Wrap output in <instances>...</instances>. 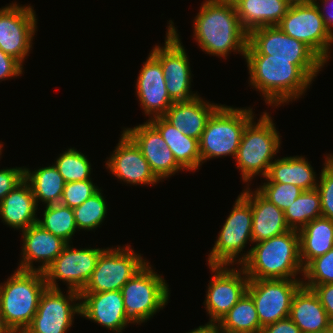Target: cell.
I'll return each mask as SVG.
<instances>
[{
  "label": "cell",
  "mask_w": 333,
  "mask_h": 333,
  "mask_svg": "<svg viewBox=\"0 0 333 333\" xmlns=\"http://www.w3.org/2000/svg\"><path fill=\"white\" fill-rule=\"evenodd\" d=\"M164 46L155 45L150 51L161 63L166 88L174 101H188L196 96L191 88L192 72L187 53L174 22L169 20Z\"/></svg>",
  "instance_id": "obj_9"
},
{
  "label": "cell",
  "mask_w": 333,
  "mask_h": 333,
  "mask_svg": "<svg viewBox=\"0 0 333 333\" xmlns=\"http://www.w3.org/2000/svg\"><path fill=\"white\" fill-rule=\"evenodd\" d=\"M33 9L16 2L0 8V49L22 65L32 50L37 31V15Z\"/></svg>",
  "instance_id": "obj_15"
},
{
  "label": "cell",
  "mask_w": 333,
  "mask_h": 333,
  "mask_svg": "<svg viewBox=\"0 0 333 333\" xmlns=\"http://www.w3.org/2000/svg\"><path fill=\"white\" fill-rule=\"evenodd\" d=\"M43 212V218H38L37 224L66 243H71L72 236L78 231L73 209L58 203L45 206Z\"/></svg>",
  "instance_id": "obj_34"
},
{
  "label": "cell",
  "mask_w": 333,
  "mask_h": 333,
  "mask_svg": "<svg viewBox=\"0 0 333 333\" xmlns=\"http://www.w3.org/2000/svg\"><path fill=\"white\" fill-rule=\"evenodd\" d=\"M242 28L249 34L252 30L277 26L290 5L284 0H232Z\"/></svg>",
  "instance_id": "obj_28"
},
{
  "label": "cell",
  "mask_w": 333,
  "mask_h": 333,
  "mask_svg": "<svg viewBox=\"0 0 333 333\" xmlns=\"http://www.w3.org/2000/svg\"><path fill=\"white\" fill-rule=\"evenodd\" d=\"M24 179L32 188L37 206L40 201L46 206L60 203L66 182L54 164L34 171L25 167Z\"/></svg>",
  "instance_id": "obj_31"
},
{
  "label": "cell",
  "mask_w": 333,
  "mask_h": 333,
  "mask_svg": "<svg viewBox=\"0 0 333 333\" xmlns=\"http://www.w3.org/2000/svg\"><path fill=\"white\" fill-rule=\"evenodd\" d=\"M136 80L135 93L144 114L149 116V119L163 116L174 101L168 94L161 63L151 52Z\"/></svg>",
  "instance_id": "obj_20"
},
{
  "label": "cell",
  "mask_w": 333,
  "mask_h": 333,
  "mask_svg": "<svg viewBox=\"0 0 333 333\" xmlns=\"http://www.w3.org/2000/svg\"><path fill=\"white\" fill-rule=\"evenodd\" d=\"M99 189L92 179L67 182L64 186L60 204L74 209L94 195Z\"/></svg>",
  "instance_id": "obj_40"
},
{
  "label": "cell",
  "mask_w": 333,
  "mask_h": 333,
  "mask_svg": "<svg viewBox=\"0 0 333 333\" xmlns=\"http://www.w3.org/2000/svg\"><path fill=\"white\" fill-rule=\"evenodd\" d=\"M166 280L148 262L121 288L127 317L133 324L145 323L163 309L169 301Z\"/></svg>",
  "instance_id": "obj_7"
},
{
  "label": "cell",
  "mask_w": 333,
  "mask_h": 333,
  "mask_svg": "<svg viewBox=\"0 0 333 333\" xmlns=\"http://www.w3.org/2000/svg\"><path fill=\"white\" fill-rule=\"evenodd\" d=\"M257 190L271 203L281 210L289 207L302 193V189L293 184L278 182H264Z\"/></svg>",
  "instance_id": "obj_38"
},
{
  "label": "cell",
  "mask_w": 333,
  "mask_h": 333,
  "mask_svg": "<svg viewBox=\"0 0 333 333\" xmlns=\"http://www.w3.org/2000/svg\"><path fill=\"white\" fill-rule=\"evenodd\" d=\"M209 268L213 276L207 287L204 305L210 322L218 323L247 292L249 278L242 267L209 265Z\"/></svg>",
  "instance_id": "obj_16"
},
{
  "label": "cell",
  "mask_w": 333,
  "mask_h": 333,
  "mask_svg": "<svg viewBox=\"0 0 333 333\" xmlns=\"http://www.w3.org/2000/svg\"><path fill=\"white\" fill-rule=\"evenodd\" d=\"M199 95L188 101L174 102L163 117L185 135L200 140L206 123L220 106L203 100Z\"/></svg>",
  "instance_id": "obj_24"
},
{
  "label": "cell",
  "mask_w": 333,
  "mask_h": 333,
  "mask_svg": "<svg viewBox=\"0 0 333 333\" xmlns=\"http://www.w3.org/2000/svg\"><path fill=\"white\" fill-rule=\"evenodd\" d=\"M306 159L303 156L275 159L270 165L265 181L293 184L303 191L316 189V172Z\"/></svg>",
  "instance_id": "obj_29"
},
{
  "label": "cell",
  "mask_w": 333,
  "mask_h": 333,
  "mask_svg": "<svg viewBox=\"0 0 333 333\" xmlns=\"http://www.w3.org/2000/svg\"><path fill=\"white\" fill-rule=\"evenodd\" d=\"M2 147H3V144L0 142V156L2 154Z\"/></svg>",
  "instance_id": "obj_50"
},
{
  "label": "cell",
  "mask_w": 333,
  "mask_h": 333,
  "mask_svg": "<svg viewBox=\"0 0 333 333\" xmlns=\"http://www.w3.org/2000/svg\"><path fill=\"white\" fill-rule=\"evenodd\" d=\"M145 261L130 245L106 248L100 254L97 265L81 292L121 290L123 285L148 263Z\"/></svg>",
  "instance_id": "obj_10"
},
{
  "label": "cell",
  "mask_w": 333,
  "mask_h": 333,
  "mask_svg": "<svg viewBox=\"0 0 333 333\" xmlns=\"http://www.w3.org/2000/svg\"><path fill=\"white\" fill-rule=\"evenodd\" d=\"M322 4L321 6L319 5V2H317V0L315 1V4L317 5L320 14L324 20L325 26L327 27V30L330 32L331 36L333 37V7H331V5L333 6V0H319ZM332 1V2H331ZM331 4V5H328ZM327 6L331 7L332 9L328 11Z\"/></svg>",
  "instance_id": "obj_45"
},
{
  "label": "cell",
  "mask_w": 333,
  "mask_h": 333,
  "mask_svg": "<svg viewBox=\"0 0 333 333\" xmlns=\"http://www.w3.org/2000/svg\"><path fill=\"white\" fill-rule=\"evenodd\" d=\"M249 279H299L304 267L300 260L299 233L289 230L257 242L242 255L240 265Z\"/></svg>",
  "instance_id": "obj_3"
},
{
  "label": "cell",
  "mask_w": 333,
  "mask_h": 333,
  "mask_svg": "<svg viewBox=\"0 0 333 333\" xmlns=\"http://www.w3.org/2000/svg\"><path fill=\"white\" fill-rule=\"evenodd\" d=\"M123 132L137 145L160 181L180 170L184 171L160 133L148 121L133 128H124Z\"/></svg>",
  "instance_id": "obj_17"
},
{
  "label": "cell",
  "mask_w": 333,
  "mask_h": 333,
  "mask_svg": "<svg viewBox=\"0 0 333 333\" xmlns=\"http://www.w3.org/2000/svg\"><path fill=\"white\" fill-rule=\"evenodd\" d=\"M277 26L288 36L307 45L327 64L331 58L333 37L315 3L290 6Z\"/></svg>",
  "instance_id": "obj_11"
},
{
  "label": "cell",
  "mask_w": 333,
  "mask_h": 333,
  "mask_svg": "<svg viewBox=\"0 0 333 333\" xmlns=\"http://www.w3.org/2000/svg\"><path fill=\"white\" fill-rule=\"evenodd\" d=\"M23 65L0 49V81L15 78L23 73Z\"/></svg>",
  "instance_id": "obj_42"
},
{
  "label": "cell",
  "mask_w": 333,
  "mask_h": 333,
  "mask_svg": "<svg viewBox=\"0 0 333 333\" xmlns=\"http://www.w3.org/2000/svg\"><path fill=\"white\" fill-rule=\"evenodd\" d=\"M302 277L303 286L310 289L315 285L333 283V248L311 260L304 267Z\"/></svg>",
  "instance_id": "obj_37"
},
{
  "label": "cell",
  "mask_w": 333,
  "mask_h": 333,
  "mask_svg": "<svg viewBox=\"0 0 333 333\" xmlns=\"http://www.w3.org/2000/svg\"><path fill=\"white\" fill-rule=\"evenodd\" d=\"M325 157L316 189L321 197L322 216L333 221V154Z\"/></svg>",
  "instance_id": "obj_39"
},
{
  "label": "cell",
  "mask_w": 333,
  "mask_h": 333,
  "mask_svg": "<svg viewBox=\"0 0 333 333\" xmlns=\"http://www.w3.org/2000/svg\"><path fill=\"white\" fill-rule=\"evenodd\" d=\"M62 292L61 289H45L36 314L23 333H67L74 316L81 315V298L75 290L68 289V295Z\"/></svg>",
  "instance_id": "obj_13"
},
{
  "label": "cell",
  "mask_w": 333,
  "mask_h": 333,
  "mask_svg": "<svg viewBox=\"0 0 333 333\" xmlns=\"http://www.w3.org/2000/svg\"><path fill=\"white\" fill-rule=\"evenodd\" d=\"M320 333H333V325H331L328 329L321 331Z\"/></svg>",
  "instance_id": "obj_49"
},
{
  "label": "cell",
  "mask_w": 333,
  "mask_h": 333,
  "mask_svg": "<svg viewBox=\"0 0 333 333\" xmlns=\"http://www.w3.org/2000/svg\"><path fill=\"white\" fill-rule=\"evenodd\" d=\"M107 159L106 169L126 184L154 186L160 182L151 171L140 149L124 132L113 153Z\"/></svg>",
  "instance_id": "obj_19"
},
{
  "label": "cell",
  "mask_w": 333,
  "mask_h": 333,
  "mask_svg": "<svg viewBox=\"0 0 333 333\" xmlns=\"http://www.w3.org/2000/svg\"><path fill=\"white\" fill-rule=\"evenodd\" d=\"M46 288L44 273L38 270L16 269L0 284V309L13 333H23L30 325Z\"/></svg>",
  "instance_id": "obj_4"
},
{
  "label": "cell",
  "mask_w": 333,
  "mask_h": 333,
  "mask_svg": "<svg viewBox=\"0 0 333 333\" xmlns=\"http://www.w3.org/2000/svg\"><path fill=\"white\" fill-rule=\"evenodd\" d=\"M333 323V283L315 285L311 288Z\"/></svg>",
  "instance_id": "obj_43"
},
{
  "label": "cell",
  "mask_w": 333,
  "mask_h": 333,
  "mask_svg": "<svg viewBox=\"0 0 333 333\" xmlns=\"http://www.w3.org/2000/svg\"><path fill=\"white\" fill-rule=\"evenodd\" d=\"M321 216V197L317 189L302 191L294 202L284 210L286 224L291 230L296 231Z\"/></svg>",
  "instance_id": "obj_33"
},
{
  "label": "cell",
  "mask_w": 333,
  "mask_h": 333,
  "mask_svg": "<svg viewBox=\"0 0 333 333\" xmlns=\"http://www.w3.org/2000/svg\"><path fill=\"white\" fill-rule=\"evenodd\" d=\"M24 171V166L0 169V202L24 180Z\"/></svg>",
  "instance_id": "obj_41"
},
{
  "label": "cell",
  "mask_w": 333,
  "mask_h": 333,
  "mask_svg": "<svg viewBox=\"0 0 333 333\" xmlns=\"http://www.w3.org/2000/svg\"><path fill=\"white\" fill-rule=\"evenodd\" d=\"M298 233L303 267L333 248V221L329 218L318 217L306 224Z\"/></svg>",
  "instance_id": "obj_30"
},
{
  "label": "cell",
  "mask_w": 333,
  "mask_h": 333,
  "mask_svg": "<svg viewBox=\"0 0 333 333\" xmlns=\"http://www.w3.org/2000/svg\"><path fill=\"white\" fill-rule=\"evenodd\" d=\"M37 209L32 188L24 179L0 202V219L22 232L37 223Z\"/></svg>",
  "instance_id": "obj_25"
},
{
  "label": "cell",
  "mask_w": 333,
  "mask_h": 333,
  "mask_svg": "<svg viewBox=\"0 0 333 333\" xmlns=\"http://www.w3.org/2000/svg\"><path fill=\"white\" fill-rule=\"evenodd\" d=\"M257 121L253 118L246 125L234 158L246 184L256 175L266 177L281 144V136L269 113L263 112Z\"/></svg>",
  "instance_id": "obj_5"
},
{
  "label": "cell",
  "mask_w": 333,
  "mask_h": 333,
  "mask_svg": "<svg viewBox=\"0 0 333 333\" xmlns=\"http://www.w3.org/2000/svg\"><path fill=\"white\" fill-rule=\"evenodd\" d=\"M54 166L66 183L91 179V164L87 156L77 149L68 148L67 151L59 154Z\"/></svg>",
  "instance_id": "obj_36"
},
{
  "label": "cell",
  "mask_w": 333,
  "mask_h": 333,
  "mask_svg": "<svg viewBox=\"0 0 333 333\" xmlns=\"http://www.w3.org/2000/svg\"><path fill=\"white\" fill-rule=\"evenodd\" d=\"M252 109L220 104L209 117L199 140L201 165L212 158H235L244 129L255 117Z\"/></svg>",
  "instance_id": "obj_6"
},
{
  "label": "cell",
  "mask_w": 333,
  "mask_h": 333,
  "mask_svg": "<svg viewBox=\"0 0 333 333\" xmlns=\"http://www.w3.org/2000/svg\"><path fill=\"white\" fill-rule=\"evenodd\" d=\"M288 5L314 4L316 0H284Z\"/></svg>",
  "instance_id": "obj_47"
},
{
  "label": "cell",
  "mask_w": 333,
  "mask_h": 333,
  "mask_svg": "<svg viewBox=\"0 0 333 333\" xmlns=\"http://www.w3.org/2000/svg\"><path fill=\"white\" fill-rule=\"evenodd\" d=\"M261 333H301V331L288 317L262 327Z\"/></svg>",
  "instance_id": "obj_44"
},
{
  "label": "cell",
  "mask_w": 333,
  "mask_h": 333,
  "mask_svg": "<svg viewBox=\"0 0 333 333\" xmlns=\"http://www.w3.org/2000/svg\"><path fill=\"white\" fill-rule=\"evenodd\" d=\"M194 40L207 54L227 59L229 52L245 57L248 33L232 0H205L193 20Z\"/></svg>",
  "instance_id": "obj_2"
},
{
  "label": "cell",
  "mask_w": 333,
  "mask_h": 333,
  "mask_svg": "<svg viewBox=\"0 0 333 333\" xmlns=\"http://www.w3.org/2000/svg\"><path fill=\"white\" fill-rule=\"evenodd\" d=\"M162 136L177 163L186 171L198 170L201 165L199 141L185 135L163 116L147 120Z\"/></svg>",
  "instance_id": "obj_27"
},
{
  "label": "cell",
  "mask_w": 333,
  "mask_h": 333,
  "mask_svg": "<svg viewBox=\"0 0 333 333\" xmlns=\"http://www.w3.org/2000/svg\"><path fill=\"white\" fill-rule=\"evenodd\" d=\"M245 55H273L282 59H320L307 45L285 34L278 26H266L248 34Z\"/></svg>",
  "instance_id": "obj_18"
},
{
  "label": "cell",
  "mask_w": 333,
  "mask_h": 333,
  "mask_svg": "<svg viewBox=\"0 0 333 333\" xmlns=\"http://www.w3.org/2000/svg\"><path fill=\"white\" fill-rule=\"evenodd\" d=\"M224 333H261L252 297L246 292L218 322Z\"/></svg>",
  "instance_id": "obj_32"
},
{
  "label": "cell",
  "mask_w": 333,
  "mask_h": 333,
  "mask_svg": "<svg viewBox=\"0 0 333 333\" xmlns=\"http://www.w3.org/2000/svg\"><path fill=\"white\" fill-rule=\"evenodd\" d=\"M249 82L272 107L300 98L324 67L321 59H282L273 55H245Z\"/></svg>",
  "instance_id": "obj_1"
},
{
  "label": "cell",
  "mask_w": 333,
  "mask_h": 333,
  "mask_svg": "<svg viewBox=\"0 0 333 333\" xmlns=\"http://www.w3.org/2000/svg\"><path fill=\"white\" fill-rule=\"evenodd\" d=\"M240 194L251 204L253 243L270 239L290 230L284 211L267 200L257 189L253 192L249 183Z\"/></svg>",
  "instance_id": "obj_23"
},
{
  "label": "cell",
  "mask_w": 333,
  "mask_h": 333,
  "mask_svg": "<svg viewBox=\"0 0 333 333\" xmlns=\"http://www.w3.org/2000/svg\"><path fill=\"white\" fill-rule=\"evenodd\" d=\"M289 318L301 333H320L332 325L316 294L303 285L293 297Z\"/></svg>",
  "instance_id": "obj_26"
},
{
  "label": "cell",
  "mask_w": 333,
  "mask_h": 333,
  "mask_svg": "<svg viewBox=\"0 0 333 333\" xmlns=\"http://www.w3.org/2000/svg\"><path fill=\"white\" fill-rule=\"evenodd\" d=\"M82 317L100 324L107 330L122 333L133 322L127 317L121 290L80 292Z\"/></svg>",
  "instance_id": "obj_21"
},
{
  "label": "cell",
  "mask_w": 333,
  "mask_h": 333,
  "mask_svg": "<svg viewBox=\"0 0 333 333\" xmlns=\"http://www.w3.org/2000/svg\"><path fill=\"white\" fill-rule=\"evenodd\" d=\"M104 250L91 247L76 249L67 243L61 254L43 271L47 287L60 289L57 282L62 280L67 283V289L80 293Z\"/></svg>",
  "instance_id": "obj_14"
},
{
  "label": "cell",
  "mask_w": 333,
  "mask_h": 333,
  "mask_svg": "<svg viewBox=\"0 0 333 333\" xmlns=\"http://www.w3.org/2000/svg\"><path fill=\"white\" fill-rule=\"evenodd\" d=\"M102 190L85 200L81 205L73 209L77 229L95 230L100 227L107 215V205Z\"/></svg>",
  "instance_id": "obj_35"
},
{
  "label": "cell",
  "mask_w": 333,
  "mask_h": 333,
  "mask_svg": "<svg viewBox=\"0 0 333 333\" xmlns=\"http://www.w3.org/2000/svg\"><path fill=\"white\" fill-rule=\"evenodd\" d=\"M187 333H224L217 322H208Z\"/></svg>",
  "instance_id": "obj_46"
},
{
  "label": "cell",
  "mask_w": 333,
  "mask_h": 333,
  "mask_svg": "<svg viewBox=\"0 0 333 333\" xmlns=\"http://www.w3.org/2000/svg\"><path fill=\"white\" fill-rule=\"evenodd\" d=\"M248 241L253 242L252 208L251 204L239 194L218 233L214 247L208 254L207 265H228L229 267L234 263L241 265L242 256L239 254L243 252Z\"/></svg>",
  "instance_id": "obj_8"
},
{
  "label": "cell",
  "mask_w": 333,
  "mask_h": 333,
  "mask_svg": "<svg viewBox=\"0 0 333 333\" xmlns=\"http://www.w3.org/2000/svg\"><path fill=\"white\" fill-rule=\"evenodd\" d=\"M22 258L19 270H38L43 272L62 252L66 242L37 223L22 231ZM34 261L40 263L36 268Z\"/></svg>",
  "instance_id": "obj_22"
},
{
  "label": "cell",
  "mask_w": 333,
  "mask_h": 333,
  "mask_svg": "<svg viewBox=\"0 0 333 333\" xmlns=\"http://www.w3.org/2000/svg\"><path fill=\"white\" fill-rule=\"evenodd\" d=\"M302 279H249L247 293L252 297L260 326L288 318L293 297Z\"/></svg>",
  "instance_id": "obj_12"
},
{
  "label": "cell",
  "mask_w": 333,
  "mask_h": 333,
  "mask_svg": "<svg viewBox=\"0 0 333 333\" xmlns=\"http://www.w3.org/2000/svg\"><path fill=\"white\" fill-rule=\"evenodd\" d=\"M0 333H13L5 323L1 309H0Z\"/></svg>",
  "instance_id": "obj_48"
}]
</instances>
